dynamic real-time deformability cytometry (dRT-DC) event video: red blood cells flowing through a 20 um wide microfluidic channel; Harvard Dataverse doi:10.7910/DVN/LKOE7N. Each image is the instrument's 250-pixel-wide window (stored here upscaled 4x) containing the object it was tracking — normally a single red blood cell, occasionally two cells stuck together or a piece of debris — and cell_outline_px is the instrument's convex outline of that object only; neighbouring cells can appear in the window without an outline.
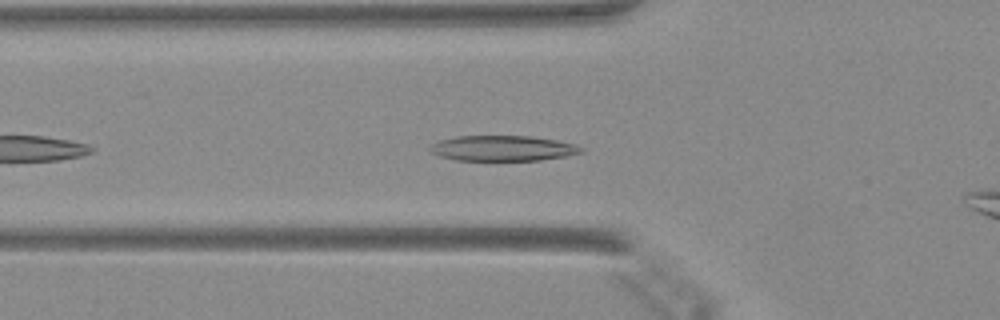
{"species": "Egyptian fruit bat (a non-hibernating species)", "species_latin": "Rousettus aegyptiacus", "temperature_condition": "warm", "stored_images_in_passage": 31, "camera_frame_rate_fps": 3000, "um_per_image_px": 0.085, "animal": {"sex": "female"}, "frame": {"image": 1, "passage_image": 6, "time_ms": 1.667, "image_size_px": [1000, 320], "cell_outline_px": [[584, 152], [564, 156], [540, 160], [456, 160], [440, 156], [432, 152], [428, 148], [432, 144], [440, 140], [456, 136], [532, 136], [556, 140], [576, 144], [584, 148]], "centroid_in_image_um": [42.76, 12.6], "position_along_channel_um": 83.0, "area_um2": 22.31}}
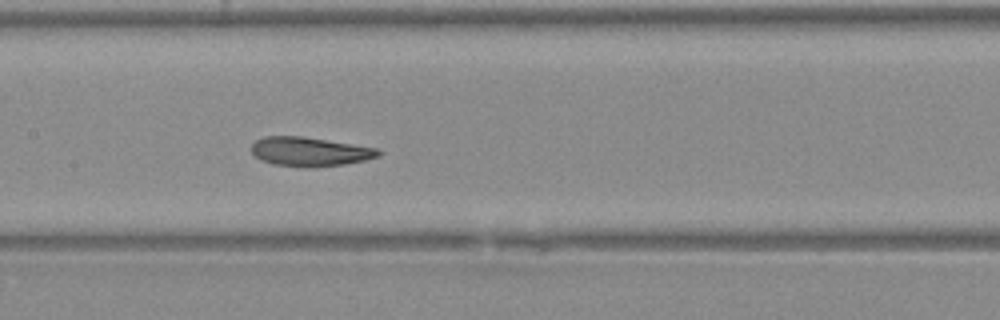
{"frame": {"image": 2, "passage_image": 13, "time_ms": 4.0, "image_size_px": [1000, 320], "cell_outline_px": [[380, 156], [364, 160], [344, 164], [312, 168], [304, 168], [272, 164], [260, 160], [252, 152], [252, 144], [256, 140], [264, 136], [300, 136], [380, 148]], "centroid_in_image_um": [26.33, 12.9], "position_along_channel_um": 181.1, "area_um2": 21.68}}
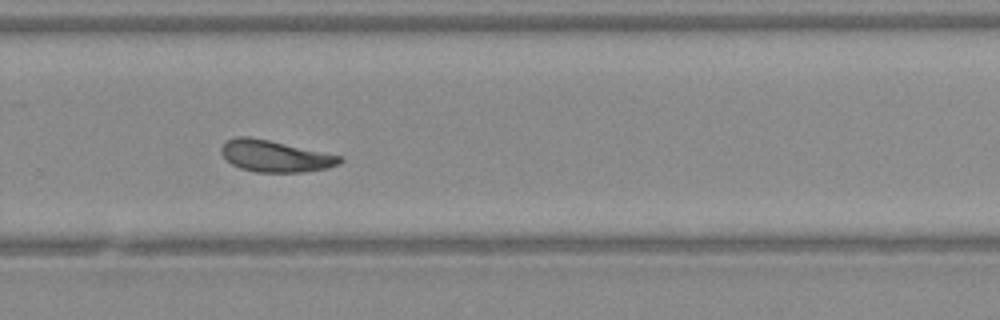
{"frame": {"image": 3, "passage_image": 22, "time_ms": 7.0, "image_size_px": [1000, 320], "cell_outline_px": [[344, 160], [340, 164], [324, 168], [304, 172], [256, 172], [240, 168], [232, 164], [220, 152], [220, 148], [228, 140], [236, 136], [248, 136], [268, 140], [340, 156]], "centroid_in_image_um": [23.35, 13.27], "position_along_channel_um": 306.4, "area_um2": 21.44}}